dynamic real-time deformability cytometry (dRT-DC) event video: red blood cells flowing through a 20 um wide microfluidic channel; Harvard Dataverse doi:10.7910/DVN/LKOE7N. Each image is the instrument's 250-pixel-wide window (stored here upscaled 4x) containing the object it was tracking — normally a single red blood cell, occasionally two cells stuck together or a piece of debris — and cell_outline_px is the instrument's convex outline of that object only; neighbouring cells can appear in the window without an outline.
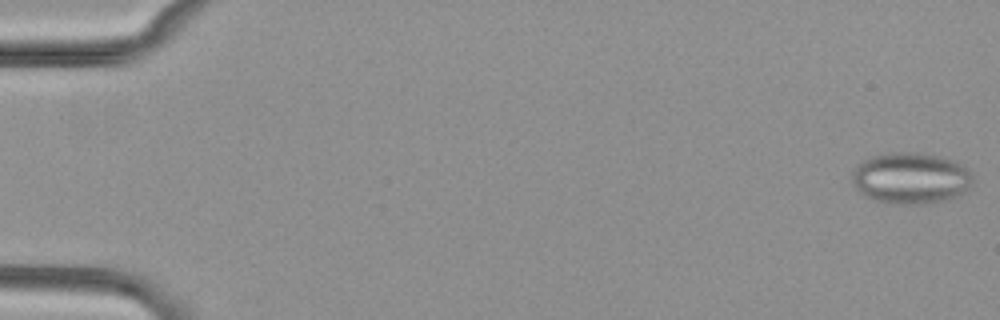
{"species": "common noctule bat (a hibernating species)", "species_latin": "Nyctalus noctula", "temperature_condition": "cold", "stored_images_in_passage": 55, "segment_of_instrument_passage": [1, 2], "camera_frame_rate_fps": 3000, "um_per_image_px": 0.085, "animal": {"sex": "female", "body_mass_g": 29.2, "forearm_length_mm": 56.3}, "frame": {"image": 1, "passage_image": 1, "time_ms": 0.0, "image_size_px": [1000, 320], "cell_outline_px": [[972, 180], [968, 188], [964, 192], [956, 196], [944, 200], [928, 204], [900, 204], [876, 200], [868, 196], [856, 188], [852, 180], [852, 172], [864, 160], [872, 156], [888, 152], [920, 152], [940, 156], [956, 160], [972, 176]], "centroid_in_image_um": [77.43, 15.13], "position_along_channel_um": 7.6, "area_um2": 35.84}}